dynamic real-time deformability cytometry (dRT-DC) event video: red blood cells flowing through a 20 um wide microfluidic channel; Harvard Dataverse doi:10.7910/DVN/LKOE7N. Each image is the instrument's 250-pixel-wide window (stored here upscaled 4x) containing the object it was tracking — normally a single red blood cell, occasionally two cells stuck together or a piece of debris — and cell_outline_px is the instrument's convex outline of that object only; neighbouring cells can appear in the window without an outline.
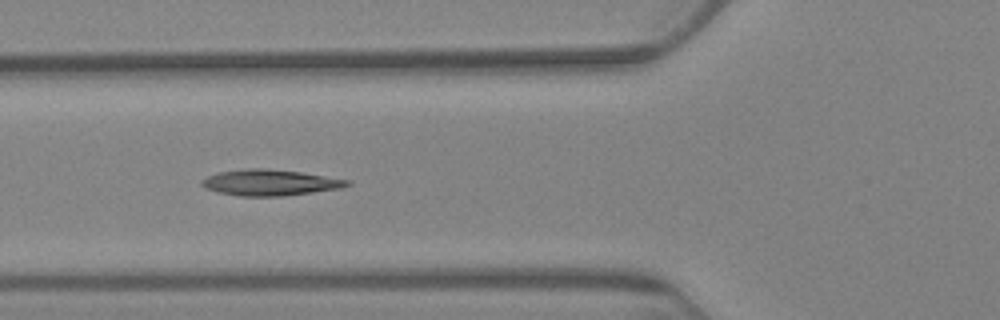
{"species": "Egyptian fruit bat (a non-hibernating species)", "species_latin": "Rousettus aegyptiacus", "temperature_condition": "warm", "stored_images_in_passage": 7, "camera_frame_rate_fps": 3000, "um_per_image_px": 0.085, "animal": {"sex": "female"}, "frame": {"image": 1, "passage_image": 6, "time_ms": 7.0, "image_size_px": [1000, 320], "cell_outline_px": [[352, 184], [344, 188], [284, 196], [240, 196], [216, 192], [204, 188], [200, 184], [200, 180], [216, 172], [248, 168], [264, 168], [300, 172], [352, 180]], "centroid_in_image_um": [22.95, 15.52], "position_along_channel_um": 102.8, "area_um2": 22.37}}
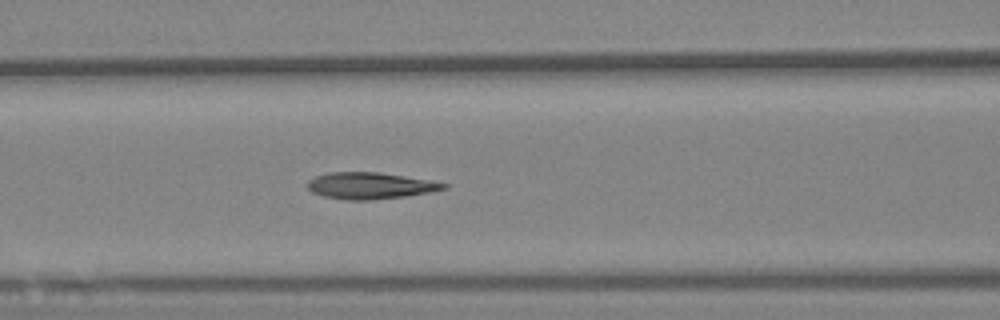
{"frame": {"image": 2, "passage_image": 7, "time_ms": 8.0, "image_size_px": [1000, 320], "cell_outline_px": [[448, 188], [428, 192], [404, 196], [368, 200], [344, 200], [324, 196], [312, 192], [308, 188], [308, 180], [316, 176], [328, 172], [380, 172], [404, 176], [448, 184]], "centroid_in_image_um": [31.41, 15.78], "position_along_channel_um": 135.2, "area_um2": 20.81}}